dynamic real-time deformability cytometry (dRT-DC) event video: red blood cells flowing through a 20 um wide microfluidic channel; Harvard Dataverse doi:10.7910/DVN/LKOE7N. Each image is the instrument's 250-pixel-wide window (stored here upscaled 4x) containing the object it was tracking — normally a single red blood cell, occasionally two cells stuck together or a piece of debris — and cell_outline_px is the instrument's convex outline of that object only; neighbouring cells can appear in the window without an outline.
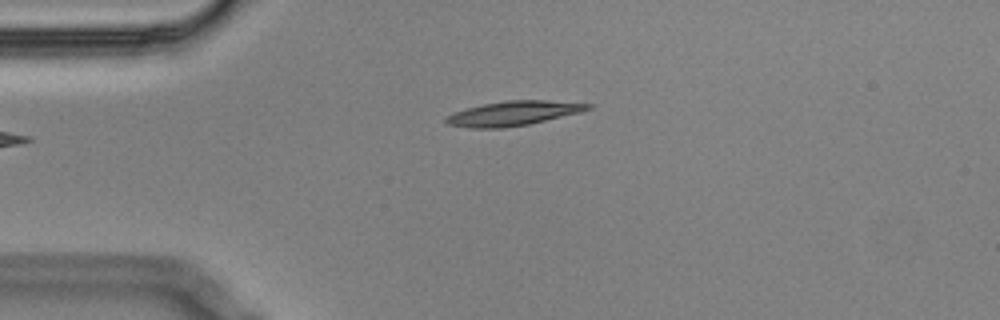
{"species": "Egyptian fruit bat (a non-hibernating species)", "species_latin": "Rousettus aegyptiacus", "temperature_condition": "cold", "stored_images_in_passage": 45, "segment_of_instrument_passage": [1, 2], "camera_frame_rate_fps": 3000, "um_per_image_px": 0.085, "animal": {"sex": "male"}, "frame": {"image": 1, "passage_image": 1, "time_ms": 0.0, "image_size_px": [1000, 320], "cell_outline_px": [[592, 108], [580, 112], [528, 124], [504, 128], [468, 128], [448, 124], [444, 120], [452, 112], [484, 104], [508, 100], [548, 100], [592, 104]], "centroid_in_image_um": [43.62, 9.63], "position_along_channel_um": 41.4, "area_um2": 20.06}}
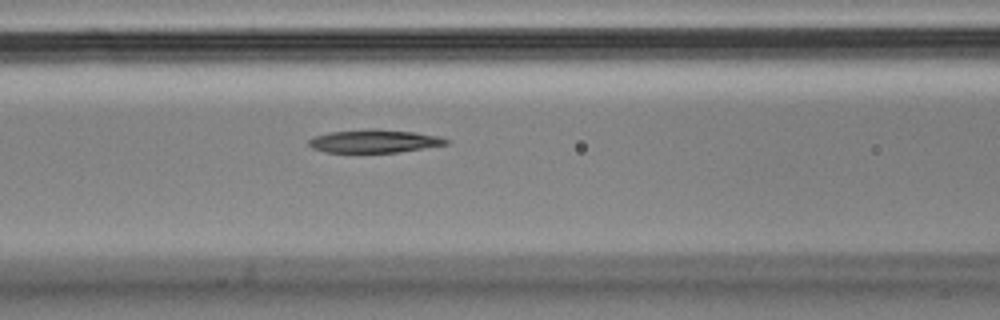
{"frame": {"image": 2, "passage_image": 11, "time_ms": 3.333, "image_size_px": [1000, 320], "cell_outline_px": [[452, 140], [448, 144], [400, 152], [324, 152], [312, 148], [308, 144], [308, 140], [316, 136], [328, 132], [372, 128], [376, 128], [412, 132], [440, 136]], "centroid_in_image_um": [31.84, 11.99], "position_along_channel_um": 134.8, "area_um2": 18.61}}
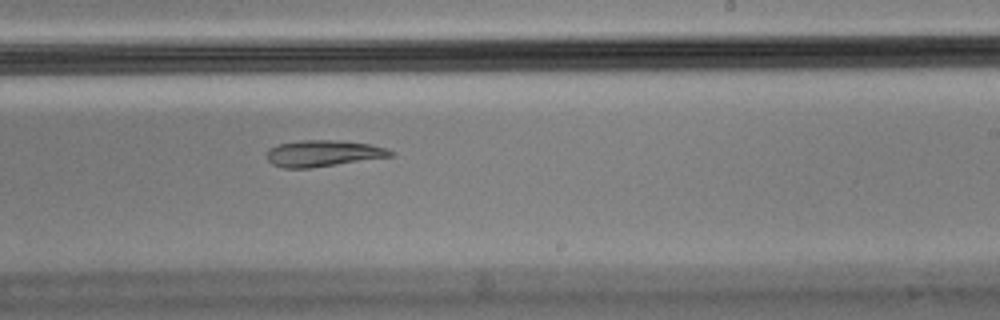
{"frame": {"image": 3, "passage_image": 22, "time_ms": 7.0, "image_size_px": [1000, 320], "cell_outline_px": [[396, 156], [308, 168], [284, 168], [272, 164], [268, 160], [268, 148], [276, 144], [300, 140], [336, 140], [368, 144], [384, 148], [396, 152]], "centroid_in_image_um": [27.47, 13.03], "position_along_channel_um": 261.5, "area_um2": 19.02}}